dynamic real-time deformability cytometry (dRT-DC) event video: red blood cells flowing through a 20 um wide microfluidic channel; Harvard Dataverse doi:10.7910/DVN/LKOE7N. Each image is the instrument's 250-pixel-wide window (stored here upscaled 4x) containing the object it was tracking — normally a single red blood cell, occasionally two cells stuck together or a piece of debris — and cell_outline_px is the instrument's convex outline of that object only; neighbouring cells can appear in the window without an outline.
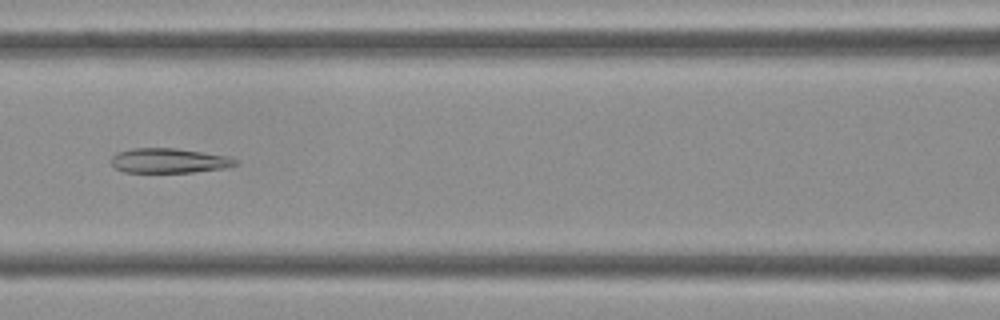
{"species": "Egyptian fruit bat (a non-hibernating species)", "species_latin": "Rousettus aegyptiacus", "temperature_condition": "cold", "stored_images_in_passage": 43, "camera_frame_rate_fps": 3000, "um_per_image_px": 0.085, "frame": {"image": 1, "passage_image": 19, "time_ms": 6.0, "image_size_px": [1000, 320], "cell_outline_px": [[240, 164], [228, 168], [192, 172], [124, 172], [116, 168], [112, 164], [112, 156], [116, 152], [132, 148], [176, 148], [228, 156], [236, 160]], "centroid_in_image_um": [14.39, 13.65], "position_along_channel_um": 152.2, "area_um2": 17.98}}
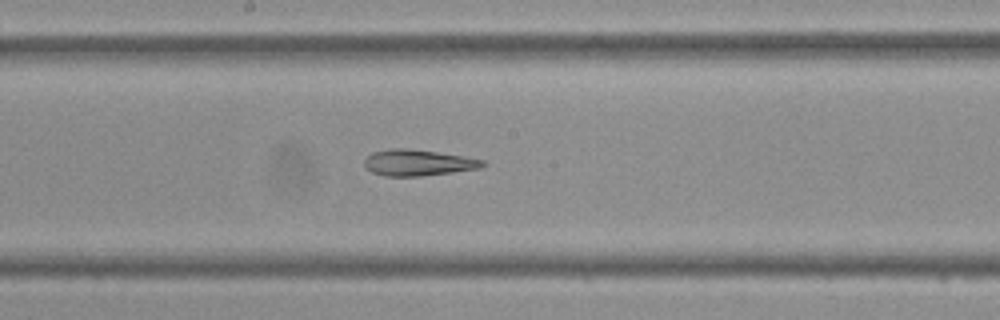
{"frame": {"image": 2, "passage_image": 23, "time_ms": 7.333, "image_size_px": [1000, 320], "cell_outline_px": [[488, 164], [480, 168], [452, 172], [420, 176], [384, 176], [372, 172], [364, 164], [364, 160], [372, 152], [392, 148], [408, 148], [464, 156], [484, 160]], "centroid_in_image_um": [35.55, 13.82], "position_along_channel_um": 212.7, "area_um2": 17.98}}
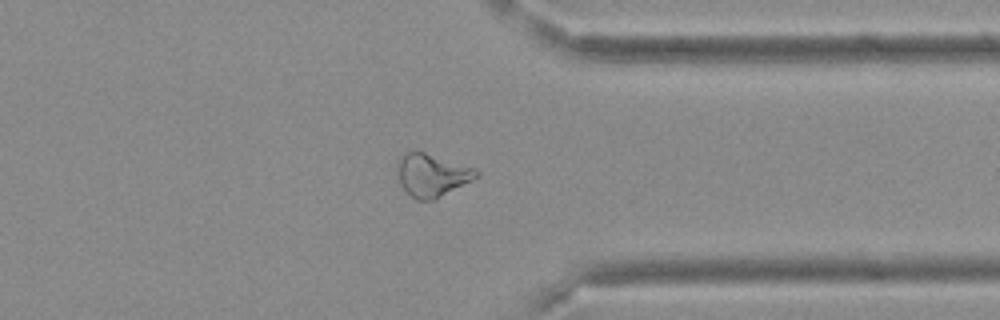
{"frame": {"image": 3, "passage_image": 34, "time_ms": 11.0, "image_size_px": [1000, 320], "cell_outline_px": [[480, 176], [436, 200], [416, 200], [400, 184], [396, 168], [396, 164], [400, 156], [408, 152], [424, 152], [476, 168], [480, 172]], "centroid_in_image_um": [36.73, 14.89], "position_along_channel_um": 374.7, "area_um2": 19.83}}